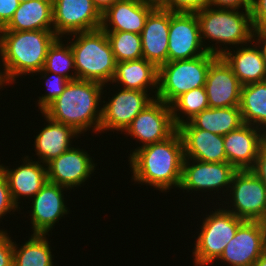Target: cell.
Returning a JSON list of instances; mask_svg holds the SVG:
<instances>
[{"instance_id": "6da1fadb", "label": "cell", "mask_w": 266, "mask_h": 266, "mask_svg": "<svg viewBox=\"0 0 266 266\" xmlns=\"http://www.w3.org/2000/svg\"><path fill=\"white\" fill-rule=\"evenodd\" d=\"M132 180L152 186L162 193L179 189L185 159L182 137L176 130L167 139L130 151Z\"/></svg>"}, {"instance_id": "7a4b0ae2", "label": "cell", "mask_w": 266, "mask_h": 266, "mask_svg": "<svg viewBox=\"0 0 266 266\" xmlns=\"http://www.w3.org/2000/svg\"><path fill=\"white\" fill-rule=\"evenodd\" d=\"M106 86L82 79L69 81L64 91L41 113L49 119L72 127L80 135L92 128L100 133L102 95ZM101 105V106H100Z\"/></svg>"}, {"instance_id": "3957f363", "label": "cell", "mask_w": 266, "mask_h": 266, "mask_svg": "<svg viewBox=\"0 0 266 266\" xmlns=\"http://www.w3.org/2000/svg\"><path fill=\"white\" fill-rule=\"evenodd\" d=\"M56 38L53 30L0 31V66L7 85L15 84L20 76L41 71Z\"/></svg>"}, {"instance_id": "277c9868", "label": "cell", "mask_w": 266, "mask_h": 266, "mask_svg": "<svg viewBox=\"0 0 266 266\" xmlns=\"http://www.w3.org/2000/svg\"><path fill=\"white\" fill-rule=\"evenodd\" d=\"M196 16L201 41L208 53L222 57L233 45L242 46L252 43L254 28L250 10L243 12L237 9L208 6L196 12ZM205 40L211 41L210 43L215 42V44L209 45ZM227 45H231L230 48Z\"/></svg>"}, {"instance_id": "5b68a950", "label": "cell", "mask_w": 266, "mask_h": 266, "mask_svg": "<svg viewBox=\"0 0 266 266\" xmlns=\"http://www.w3.org/2000/svg\"><path fill=\"white\" fill-rule=\"evenodd\" d=\"M71 35L77 79L111 84L117 62L105 31L99 28Z\"/></svg>"}, {"instance_id": "8992f818", "label": "cell", "mask_w": 266, "mask_h": 266, "mask_svg": "<svg viewBox=\"0 0 266 266\" xmlns=\"http://www.w3.org/2000/svg\"><path fill=\"white\" fill-rule=\"evenodd\" d=\"M217 58L212 53L199 57L167 62L158 68L156 98L171 105L179 96L204 87L210 64Z\"/></svg>"}, {"instance_id": "52a82bcc", "label": "cell", "mask_w": 266, "mask_h": 266, "mask_svg": "<svg viewBox=\"0 0 266 266\" xmlns=\"http://www.w3.org/2000/svg\"><path fill=\"white\" fill-rule=\"evenodd\" d=\"M205 216L192 251L194 266H212L244 221L222 207Z\"/></svg>"}, {"instance_id": "ba28073f", "label": "cell", "mask_w": 266, "mask_h": 266, "mask_svg": "<svg viewBox=\"0 0 266 266\" xmlns=\"http://www.w3.org/2000/svg\"><path fill=\"white\" fill-rule=\"evenodd\" d=\"M229 192L226 196L231 198L229 197L228 203H225L232 204L228 205L226 210L246 221L264 219L266 187L251 170H237L232 177Z\"/></svg>"}, {"instance_id": "9c48e42d", "label": "cell", "mask_w": 266, "mask_h": 266, "mask_svg": "<svg viewBox=\"0 0 266 266\" xmlns=\"http://www.w3.org/2000/svg\"><path fill=\"white\" fill-rule=\"evenodd\" d=\"M236 171L228 162H202L185 158L179 190L183 192L186 190L187 193L190 191L206 193L214 190L215 194V191L219 193V190L220 192L222 190V194H227Z\"/></svg>"}, {"instance_id": "30bf717a", "label": "cell", "mask_w": 266, "mask_h": 266, "mask_svg": "<svg viewBox=\"0 0 266 266\" xmlns=\"http://www.w3.org/2000/svg\"><path fill=\"white\" fill-rule=\"evenodd\" d=\"M52 8L53 31L57 37H70L101 26L102 14L92 0H52Z\"/></svg>"}, {"instance_id": "8fae6325", "label": "cell", "mask_w": 266, "mask_h": 266, "mask_svg": "<svg viewBox=\"0 0 266 266\" xmlns=\"http://www.w3.org/2000/svg\"><path fill=\"white\" fill-rule=\"evenodd\" d=\"M176 130L171 106L155 98L132 120L124 134L146 146L167 139Z\"/></svg>"}, {"instance_id": "7c38bea8", "label": "cell", "mask_w": 266, "mask_h": 266, "mask_svg": "<svg viewBox=\"0 0 266 266\" xmlns=\"http://www.w3.org/2000/svg\"><path fill=\"white\" fill-rule=\"evenodd\" d=\"M149 96L145 91L120 88L112 98L108 97L109 101L103 99L102 103L106 104L101 107L100 133L108 130L124 133L132 120L155 99Z\"/></svg>"}, {"instance_id": "4fadbf2b", "label": "cell", "mask_w": 266, "mask_h": 266, "mask_svg": "<svg viewBox=\"0 0 266 266\" xmlns=\"http://www.w3.org/2000/svg\"><path fill=\"white\" fill-rule=\"evenodd\" d=\"M266 250L262 221L244 220L217 259L227 266H252Z\"/></svg>"}, {"instance_id": "5bb4252c", "label": "cell", "mask_w": 266, "mask_h": 266, "mask_svg": "<svg viewBox=\"0 0 266 266\" xmlns=\"http://www.w3.org/2000/svg\"><path fill=\"white\" fill-rule=\"evenodd\" d=\"M205 53L196 13L170 12L168 62L192 59Z\"/></svg>"}, {"instance_id": "9a60e30c", "label": "cell", "mask_w": 266, "mask_h": 266, "mask_svg": "<svg viewBox=\"0 0 266 266\" xmlns=\"http://www.w3.org/2000/svg\"><path fill=\"white\" fill-rule=\"evenodd\" d=\"M84 149L73 147L46 164L48 181L74 189L91 178L97 163Z\"/></svg>"}, {"instance_id": "2e32d148", "label": "cell", "mask_w": 266, "mask_h": 266, "mask_svg": "<svg viewBox=\"0 0 266 266\" xmlns=\"http://www.w3.org/2000/svg\"><path fill=\"white\" fill-rule=\"evenodd\" d=\"M68 188L47 181L41 190L32 197L31 224L33 234H46L53 230L61 217L69 214L63 191ZM64 193V194H63Z\"/></svg>"}, {"instance_id": "e0dca14e", "label": "cell", "mask_w": 266, "mask_h": 266, "mask_svg": "<svg viewBox=\"0 0 266 266\" xmlns=\"http://www.w3.org/2000/svg\"><path fill=\"white\" fill-rule=\"evenodd\" d=\"M226 162L236 170H250L261 146L266 142V133L252 125L243 124L223 136Z\"/></svg>"}, {"instance_id": "ac0fdd59", "label": "cell", "mask_w": 266, "mask_h": 266, "mask_svg": "<svg viewBox=\"0 0 266 266\" xmlns=\"http://www.w3.org/2000/svg\"><path fill=\"white\" fill-rule=\"evenodd\" d=\"M242 86L226 61L217 57L210 64L204 86L209 107L239 106Z\"/></svg>"}, {"instance_id": "d6986e66", "label": "cell", "mask_w": 266, "mask_h": 266, "mask_svg": "<svg viewBox=\"0 0 266 266\" xmlns=\"http://www.w3.org/2000/svg\"><path fill=\"white\" fill-rule=\"evenodd\" d=\"M22 159L23 163L14 169H9L0 164L1 170L7 177L11 198L14 204L20 209V198L25 197L31 200L48 181L47 167L39 161H33L26 155Z\"/></svg>"}, {"instance_id": "ffe728a7", "label": "cell", "mask_w": 266, "mask_h": 266, "mask_svg": "<svg viewBox=\"0 0 266 266\" xmlns=\"http://www.w3.org/2000/svg\"><path fill=\"white\" fill-rule=\"evenodd\" d=\"M184 147L185 158L202 162H226L224 139L200 128H195L189 121L177 127Z\"/></svg>"}, {"instance_id": "44dd1931", "label": "cell", "mask_w": 266, "mask_h": 266, "mask_svg": "<svg viewBox=\"0 0 266 266\" xmlns=\"http://www.w3.org/2000/svg\"><path fill=\"white\" fill-rule=\"evenodd\" d=\"M170 11L156 7L141 32L143 58L157 68L168 62Z\"/></svg>"}, {"instance_id": "7402d4cb", "label": "cell", "mask_w": 266, "mask_h": 266, "mask_svg": "<svg viewBox=\"0 0 266 266\" xmlns=\"http://www.w3.org/2000/svg\"><path fill=\"white\" fill-rule=\"evenodd\" d=\"M156 6L140 0H119L102 14L104 31H127L141 34L148 15Z\"/></svg>"}, {"instance_id": "603a6c76", "label": "cell", "mask_w": 266, "mask_h": 266, "mask_svg": "<svg viewBox=\"0 0 266 266\" xmlns=\"http://www.w3.org/2000/svg\"><path fill=\"white\" fill-rule=\"evenodd\" d=\"M42 116L48 124L34 136L33 145L38 161L46 165L52 159L70 150L73 147L71 139L77 138L80 134L70 126L49 119L43 113Z\"/></svg>"}, {"instance_id": "cb8c5ba5", "label": "cell", "mask_w": 266, "mask_h": 266, "mask_svg": "<svg viewBox=\"0 0 266 266\" xmlns=\"http://www.w3.org/2000/svg\"><path fill=\"white\" fill-rule=\"evenodd\" d=\"M250 44L238 46L236 51L232 48L233 51L230 49L222 55L242 85L266 81V60L255 43Z\"/></svg>"}, {"instance_id": "d4e9b609", "label": "cell", "mask_w": 266, "mask_h": 266, "mask_svg": "<svg viewBox=\"0 0 266 266\" xmlns=\"http://www.w3.org/2000/svg\"><path fill=\"white\" fill-rule=\"evenodd\" d=\"M113 83L120 84L118 87L121 86L122 89L140 90L149 92V94H151V91L154 93L153 97L156 98L158 91V68L144 58L118 62L111 84Z\"/></svg>"}, {"instance_id": "484cf974", "label": "cell", "mask_w": 266, "mask_h": 266, "mask_svg": "<svg viewBox=\"0 0 266 266\" xmlns=\"http://www.w3.org/2000/svg\"><path fill=\"white\" fill-rule=\"evenodd\" d=\"M53 30L52 0L20 3L10 22L0 31Z\"/></svg>"}, {"instance_id": "4316f807", "label": "cell", "mask_w": 266, "mask_h": 266, "mask_svg": "<svg viewBox=\"0 0 266 266\" xmlns=\"http://www.w3.org/2000/svg\"><path fill=\"white\" fill-rule=\"evenodd\" d=\"M189 122L195 127L215 134L226 135L243 125L239 106L208 108L196 114Z\"/></svg>"}, {"instance_id": "83f0119b", "label": "cell", "mask_w": 266, "mask_h": 266, "mask_svg": "<svg viewBox=\"0 0 266 266\" xmlns=\"http://www.w3.org/2000/svg\"><path fill=\"white\" fill-rule=\"evenodd\" d=\"M239 107L244 124L266 133V81L243 85Z\"/></svg>"}, {"instance_id": "f1b7e54d", "label": "cell", "mask_w": 266, "mask_h": 266, "mask_svg": "<svg viewBox=\"0 0 266 266\" xmlns=\"http://www.w3.org/2000/svg\"><path fill=\"white\" fill-rule=\"evenodd\" d=\"M19 247L14 241L13 266H55L46 234H31Z\"/></svg>"}, {"instance_id": "f546056e", "label": "cell", "mask_w": 266, "mask_h": 266, "mask_svg": "<svg viewBox=\"0 0 266 266\" xmlns=\"http://www.w3.org/2000/svg\"><path fill=\"white\" fill-rule=\"evenodd\" d=\"M63 41L65 40L61 37H57L50 45L43 69L48 72L59 74L69 81L75 80L77 79V74L71 46L68 40L66 44H64Z\"/></svg>"}, {"instance_id": "4dcf8cb0", "label": "cell", "mask_w": 266, "mask_h": 266, "mask_svg": "<svg viewBox=\"0 0 266 266\" xmlns=\"http://www.w3.org/2000/svg\"><path fill=\"white\" fill-rule=\"evenodd\" d=\"M170 106L173 122L176 127L188 122L196 114L209 108L205 87L187 91L179 96Z\"/></svg>"}, {"instance_id": "1f68e13d", "label": "cell", "mask_w": 266, "mask_h": 266, "mask_svg": "<svg viewBox=\"0 0 266 266\" xmlns=\"http://www.w3.org/2000/svg\"><path fill=\"white\" fill-rule=\"evenodd\" d=\"M116 62L143 58L141 34L127 31H105Z\"/></svg>"}, {"instance_id": "d6a6232c", "label": "cell", "mask_w": 266, "mask_h": 266, "mask_svg": "<svg viewBox=\"0 0 266 266\" xmlns=\"http://www.w3.org/2000/svg\"><path fill=\"white\" fill-rule=\"evenodd\" d=\"M38 73L41 79L46 80L45 88H47L46 90L48 91H46V93L44 92L45 95L39 96V100H37L38 108L40 112H42L50 103L61 95L66 85L69 83V80L59 74L48 72L44 69L35 73L36 76Z\"/></svg>"}, {"instance_id": "836d02e7", "label": "cell", "mask_w": 266, "mask_h": 266, "mask_svg": "<svg viewBox=\"0 0 266 266\" xmlns=\"http://www.w3.org/2000/svg\"><path fill=\"white\" fill-rule=\"evenodd\" d=\"M208 7V0H166L162 9L170 12L196 13Z\"/></svg>"}, {"instance_id": "e575fe53", "label": "cell", "mask_w": 266, "mask_h": 266, "mask_svg": "<svg viewBox=\"0 0 266 266\" xmlns=\"http://www.w3.org/2000/svg\"><path fill=\"white\" fill-rule=\"evenodd\" d=\"M18 209L11 198L7 177L0 168V218L11 211L14 214Z\"/></svg>"}, {"instance_id": "d590c367", "label": "cell", "mask_w": 266, "mask_h": 266, "mask_svg": "<svg viewBox=\"0 0 266 266\" xmlns=\"http://www.w3.org/2000/svg\"><path fill=\"white\" fill-rule=\"evenodd\" d=\"M0 266H13V239L0 229Z\"/></svg>"}, {"instance_id": "8d00e7d4", "label": "cell", "mask_w": 266, "mask_h": 266, "mask_svg": "<svg viewBox=\"0 0 266 266\" xmlns=\"http://www.w3.org/2000/svg\"><path fill=\"white\" fill-rule=\"evenodd\" d=\"M250 14L254 29H266V0H252Z\"/></svg>"}, {"instance_id": "74e56055", "label": "cell", "mask_w": 266, "mask_h": 266, "mask_svg": "<svg viewBox=\"0 0 266 266\" xmlns=\"http://www.w3.org/2000/svg\"><path fill=\"white\" fill-rule=\"evenodd\" d=\"M19 4L18 0H0V29L10 22Z\"/></svg>"}, {"instance_id": "f35d334b", "label": "cell", "mask_w": 266, "mask_h": 266, "mask_svg": "<svg viewBox=\"0 0 266 266\" xmlns=\"http://www.w3.org/2000/svg\"><path fill=\"white\" fill-rule=\"evenodd\" d=\"M252 0H208V6L223 9L250 10Z\"/></svg>"}, {"instance_id": "ab89813d", "label": "cell", "mask_w": 266, "mask_h": 266, "mask_svg": "<svg viewBox=\"0 0 266 266\" xmlns=\"http://www.w3.org/2000/svg\"><path fill=\"white\" fill-rule=\"evenodd\" d=\"M266 187V142L261 146L253 167L250 169Z\"/></svg>"}, {"instance_id": "60d3db41", "label": "cell", "mask_w": 266, "mask_h": 266, "mask_svg": "<svg viewBox=\"0 0 266 266\" xmlns=\"http://www.w3.org/2000/svg\"><path fill=\"white\" fill-rule=\"evenodd\" d=\"M252 42H255V45L259 48L261 52V55L266 60V29H253Z\"/></svg>"}, {"instance_id": "b9f144b4", "label": "cell", "mask_w": 266, "mask_h": 266, "mask_svg": "<svg viewBox=\"0 0 266 266\" xmlns=\"http://www.w3.org/2000/svg\"><path fill=\"white\" fill-rule=\"evenodd\" d=\"M119 0H92L96 8L101 14H103L108 8H110L115 2Z\"/></svg>"}, {"instance_id": "7bdbcfd3", "label": "cell", "mask_w": 266, "mask_h": 266, "mask_svg": "<svg viewBox=\"0 0 266 266\" xmlns=\"http://www.w3.org/2000/svg\"><path fill=\"white\" fill-rule=\"evenodd\" d=\"M252 266H266V250L262 253L260 258L256 260Z\"/></svg>"}, {"instance_id": "ee69618b", "label": "cell", "mask_w": 266, "mask_h": 266, "mask_svg": "<svg viewBox=\"0 0 266 266\" xmlns=\"http://www.w3.org/2000/svg\"><path fill=\"white\" fill-rule=\"evenodd\" d=\"M140 1L152 4L156 7H161L166 0H140Z\"/></svg>"}, {"instance_id": "f6af8a7d", "label": "cell", "mask_w": 266, "mask_h": 266, "mask_svg": "<svg viewBox=\"0 0 266 266\" xmlns=\"http://www.w3.org/2000/svg\"><path fill=\"white\" fill-rule=\"evenodd\" d=\"M6 84H7V83H6L5 79H4V76H3L2 71H1V69H0V89L3 88L4 85H6Z\"/></svg>"}, {"instance_id": "bcb514c9", "label": "cell", "mask_w": 266, "mask_h": 266, "mask_svg": "<svg viewBox=\"0 0 266 266\" xmlns=\"http://www.w3.org/2000/svg\"><path fill=\"white\" fill-rule=\"evenodd\" d=\"M262 224H263V227H264V231L266 233V215H265L264 219L262 220Z\"/></svg>"}, {"instance_id": "7dc6e473", "label": "cell", "mask_w": 266, "mask_h": 266, "mask_svg": "<svg viewBox=\"0 0 266 266\" xmlns=\"http://www.w3.org/2000/svg\"><path fill=\"white\" fill-rule=\"evenodd\" d=\"M29 1H31V0H18V2H20V3L29 2Z\"/></svg>"}]
</instances>
